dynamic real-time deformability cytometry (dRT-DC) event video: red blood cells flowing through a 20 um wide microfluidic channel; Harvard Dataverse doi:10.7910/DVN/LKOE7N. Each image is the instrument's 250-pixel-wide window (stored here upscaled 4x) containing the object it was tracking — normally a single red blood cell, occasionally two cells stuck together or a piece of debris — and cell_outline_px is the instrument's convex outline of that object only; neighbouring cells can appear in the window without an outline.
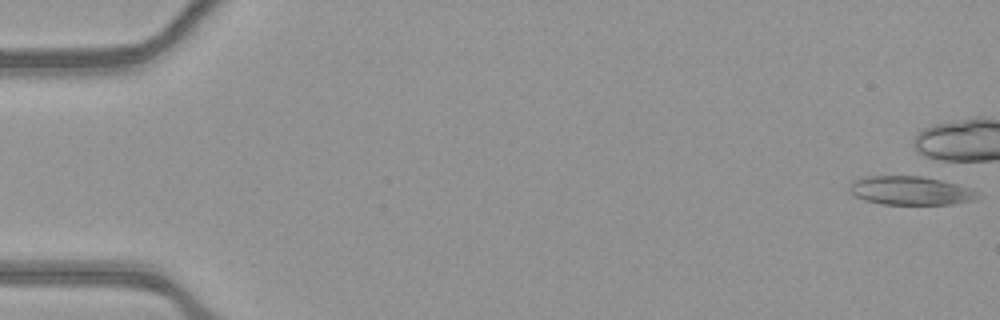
{"species": "common noctule bat (a hibernating species)", "species_latin": "Nyctalus noctula", "temperature_condition": "warm", "stored_images_in_passage": 5, "camera_frame_rate_fps": 3000, "um_per_image_px": 0.085, "animal": {"sex": "female", "body_mass_g": 21.9}, "frame": {"image": 1, "passage_image": 1, "time_ms": 0.0, "image_size_px": [1000, 320], "cell_outline_px": [[980, 196], [976, 200], [952, 204], [880, 204], [864, 200], [852, 196], [848, 192], [848, 188], [852, 180], [868, 176], [924, 176], [972, 188]], "centroid_in_image_um": [77.34, 16.2], "position_along_channel_um": 7.7, "area_um2": 21.68}}